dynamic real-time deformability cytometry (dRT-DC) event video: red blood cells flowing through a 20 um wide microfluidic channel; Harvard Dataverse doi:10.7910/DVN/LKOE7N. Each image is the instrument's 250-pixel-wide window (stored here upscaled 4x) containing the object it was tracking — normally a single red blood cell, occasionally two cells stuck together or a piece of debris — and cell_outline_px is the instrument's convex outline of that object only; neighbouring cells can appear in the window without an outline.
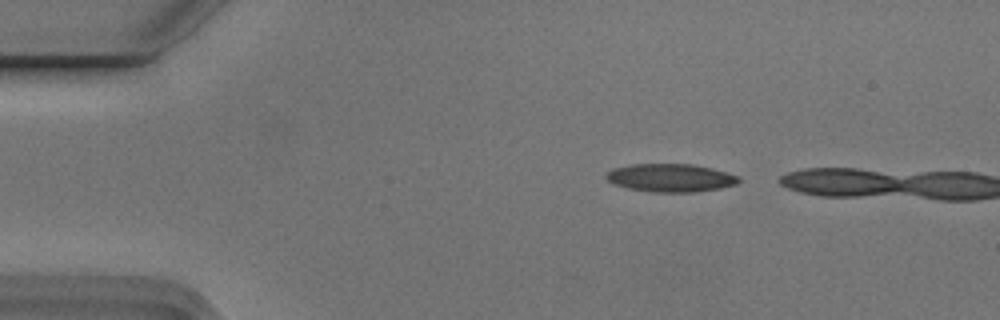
{"species": "Egyptian fruit bat (a non-hibernating species)", "species_latin": "Rousettus aegyptiacus", "temperature_condition": "cold", "stored_images_in_passage": 4, "camera_frame_rate_fps": 3000, "um_per_image_px": 0.085, "animal": {"sex": "male"}, "frame": {"image": 1, "passage_image": 2, "time_ms": 0.333, "image_size_px": [1000, 320], "cell_outline_px": [[740, 180], [736, 184], [720, 188], [692, 192], [648, 192], [628, 188], [612, 184], [604, 176], [612, 168], [632, 164], [692, 164], [712, 168], [728, 172], [740, 176]], "centroid_in_image_um": [56.99, 15.11], "position_along_channel_um": 28.0, "area_um2": 21.85}}